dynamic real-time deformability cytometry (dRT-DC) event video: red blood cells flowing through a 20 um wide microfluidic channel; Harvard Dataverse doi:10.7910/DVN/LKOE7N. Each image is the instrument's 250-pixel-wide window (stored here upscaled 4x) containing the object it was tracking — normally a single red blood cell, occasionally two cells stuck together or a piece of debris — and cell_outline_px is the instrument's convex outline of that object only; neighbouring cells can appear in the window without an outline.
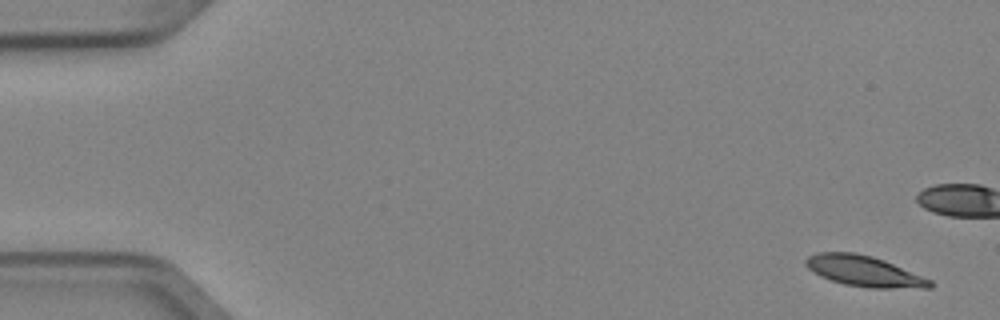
{"species": "Egyptian fruit bat (a non-hibernating species)", "species_latin": "Rousettus aegyptiacus", "temperature_condition": "cold", "stored_images_in_passage": 6, "camera_frame_rate_fps": 3000, "um_per_image_px": 0.085, "animal": {"sex": "female"}, "frame": {"image": 1, "passage_image": 1, "time_ms": 0.0, "image_size_px": [1000, 320], "cell_outline_px": [[932, 288], [868, 288], [844, 284], [820, 276], [808, 268], [804, 264], [804, 260], [808, 256], [816, 252], [856, 252], [872, 256], [884, 260], [932, 280]], "centroid_in_image_um": [73.43, 23.04], "position_along_channel_um": 11.6, "area_um2": 22.25}}